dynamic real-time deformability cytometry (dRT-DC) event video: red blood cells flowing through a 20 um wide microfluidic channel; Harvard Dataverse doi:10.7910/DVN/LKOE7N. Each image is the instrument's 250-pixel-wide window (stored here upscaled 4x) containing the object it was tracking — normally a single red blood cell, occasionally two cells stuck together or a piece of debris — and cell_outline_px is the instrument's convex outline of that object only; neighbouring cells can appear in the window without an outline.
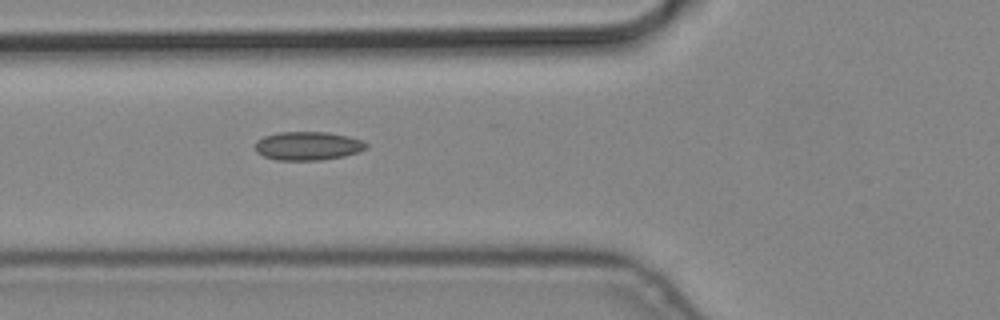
{"species": "common noctule bat (a hibernating species)", "species_latin": "Nyctalus noctula", "temperature_condition": "cold", "stored_images_in_passage": 2, "camera_frame_rate_fps": 3000, "um_per_image_px": 0.085, "animal": {"sex": "male", "body_mass_g": 19.2, "forearm_length_mm": 51.8}, "frame": {"image": 1, "passage_image": 2, "time_ms": 0.333, "image_size_px": [1000, 320], "cell_outline_px": [[368, 148], [360, 152], [344, 156], [320, 160], [276, 160], [264, 156], [256, 152], [256, 140], [264, 136], [276, 132], [328, 132], [348, 136], [364, 140], [368, 144]], "centroid_in_image_um": [26.2, 12.39], "position_along_channel_um": 99.6, "area_um2": 18.73}}